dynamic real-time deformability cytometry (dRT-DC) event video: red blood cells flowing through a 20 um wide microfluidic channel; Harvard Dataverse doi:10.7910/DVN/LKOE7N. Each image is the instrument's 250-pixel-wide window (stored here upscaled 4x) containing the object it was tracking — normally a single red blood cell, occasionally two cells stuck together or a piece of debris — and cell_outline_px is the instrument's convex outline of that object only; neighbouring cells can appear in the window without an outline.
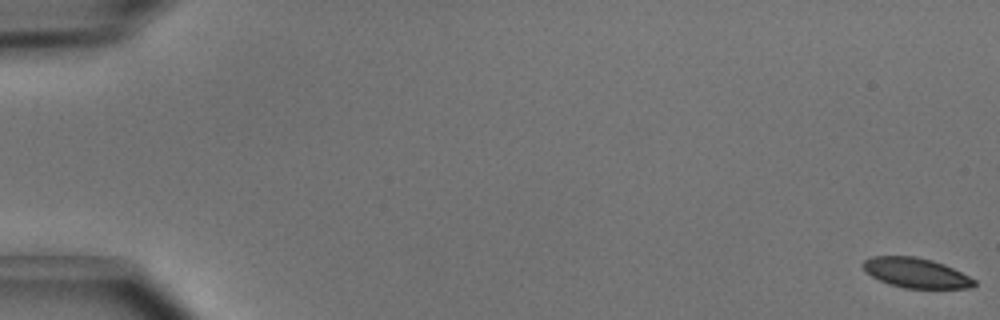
{"species": "common noctule bat (a hibernating species)", "species_latin": "Nyctalus noctula", "temperature_condition": "cold", "stored_images_in_passage": 5, "camera_frame_rate_fps": 3000, "um_per_image_px": 0.085, "animal": {"sex": "male", "body_mass_g": 15.6}, "frame": {"image": 1, "passage_image": 1, "time_ms": 0.0, "image_size_px": [1000, 320], "cell_outline_px": [[976, 284], [972, 288], [904, 288], [888, 284], [872, 276], [860, 264], [864, 260], [872, 256], [916, 256], [932, 260], [944, 264], [976, 280]], "centroid_in_image_um": [77.85, 23.19], "position_along_channel_um": 7.2, "area_um2": 19.31}}
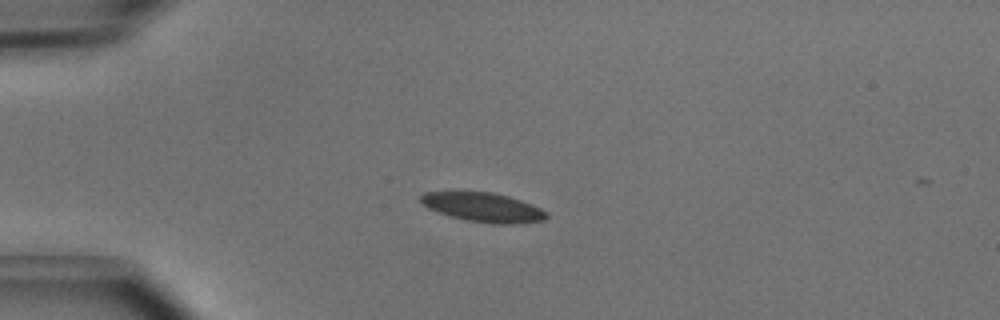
{"frame": {"image": 2, "passage_image": 4, "time_ms": 1.0, "image_size_px": [1000, 320], "cell_outline_px": [[548, 216], [544, 220], [516, 224], [492, 224], [464, 220], [428, 208], [420, 200], [420, 196], [424, 192], [492, 192], [508, 196], [520, 200], [540, 208], [548, 212]], "centroid_in_image_um": [41.1, 17.63], "position_along_channel_um": 43.9, "area_um2": 21.27}}